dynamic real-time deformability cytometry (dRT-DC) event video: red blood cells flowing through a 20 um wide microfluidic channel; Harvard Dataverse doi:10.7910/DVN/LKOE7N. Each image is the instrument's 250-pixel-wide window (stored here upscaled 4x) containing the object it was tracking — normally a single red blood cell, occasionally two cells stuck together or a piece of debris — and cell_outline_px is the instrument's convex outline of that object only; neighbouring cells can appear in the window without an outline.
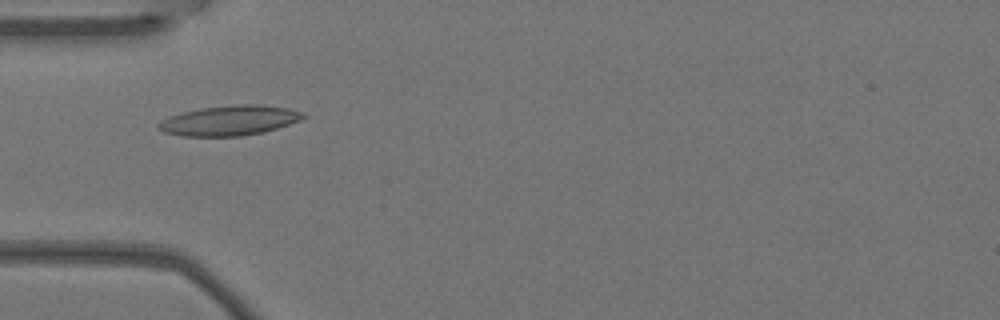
{"species": "Egyptian fruit bat (a non-hibernating species)", "species_latin": "Rousettus aegyptiacus", "temperature_condition": "warm", "stored_images_in_passage": 4, "camera_frame_rate_fps": 3000, "um_per_image_px": 0.085, "animal": {"sex": "female"}, "frame": {"image": 1, "passage_image": 3, "time_ms": 0.667, "image_size_px": [1000, 320], "cell_outline_px": [[308, 116], [300, 120], [264, 132], [240, 136], [180, 136], [164, 132], [156, 128], [156, 124], [168, 116], [200, 108], [236, 104], [260, 104], [288, 108], [304, 112]], "centroid_in_image_um": [19.5, 10.24], "position_along_channel_um": 65.5, "area_um2": 25.43}}
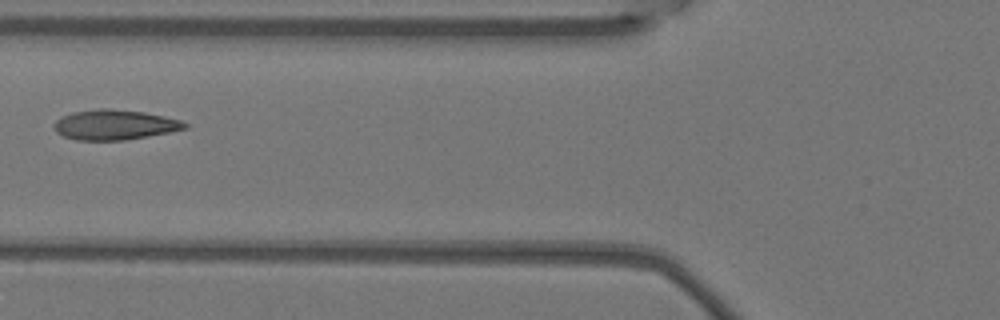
{"frame": {"image": 2, "passage_image": 4, "time_ms": 1.0, "image_size_px": [1000, 320], "cell_outline_px": [[188, 128], [148, 136], [124, 140], [76, 140], [64, 136], [56, 132], [52, 124], [60, 116], [72, 112], [96, 108], [108, 108], [144, 112], [164, 116], [180, 120], [188, 124]], "centroid_in_image_um": [9.7, 10.59], "position_along_channel_um": 116.1, "area_um2": 23.0}}